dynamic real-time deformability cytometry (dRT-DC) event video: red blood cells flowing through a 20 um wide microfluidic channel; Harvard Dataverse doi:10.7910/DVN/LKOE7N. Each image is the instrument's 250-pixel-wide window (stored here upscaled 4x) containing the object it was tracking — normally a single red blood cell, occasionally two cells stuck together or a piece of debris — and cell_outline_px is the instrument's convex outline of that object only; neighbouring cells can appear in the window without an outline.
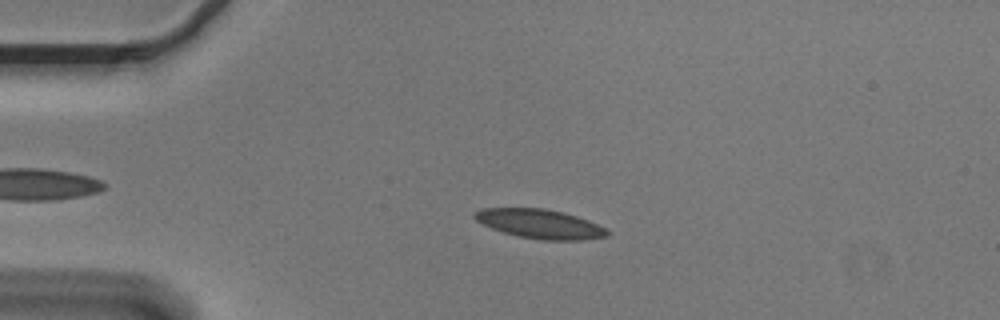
{"species": "Egyptian fruit bat (a non-hibernating species)", "species_latin": "Rousettus aegyptiacus", "temperature_condition": "cold", "stored_images_in_passage": 55, "camera_frame_rate_fps": 3000, "um_per_image_px": 0.085, "animal": {"sex": "male"}, "frame": {"image": 1, "passage_image": 12, "time_ms": 3.667, "image_size_px": [1000, 320], "cell_outline_px": [[612, 232], [608, 236], [584, 240], [540, 240], [520, 236], [504, 232], [492, 228], [476, 220], [472, 216], [480, 208], [544, 208], [564, 212], [588, 220]], "centroid_in_image_um": [45.92, 19.03], "position_along_channel_um": 39.1, "area_um2": 22.48}}
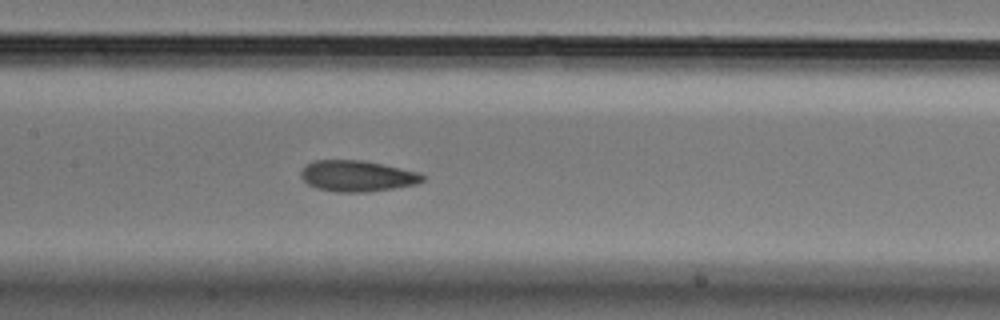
{"frame": {"image": 2, "passage_image": 26, "time_ms": 8.333, "image_size_px": [1000, 320], "cell_outline_px": [[424, 180], [416, 184], [368, 192], [336, 192], [316, 188], [308, 184], [300, 176], [300, 172], [308, 164], [316, 160], [364, 160], [420, 172], [424, 176]], "centroid_in_image_um": [30.37, 14.96], "position_along_channel_um": 177.0, "area_um2": 21.96}}
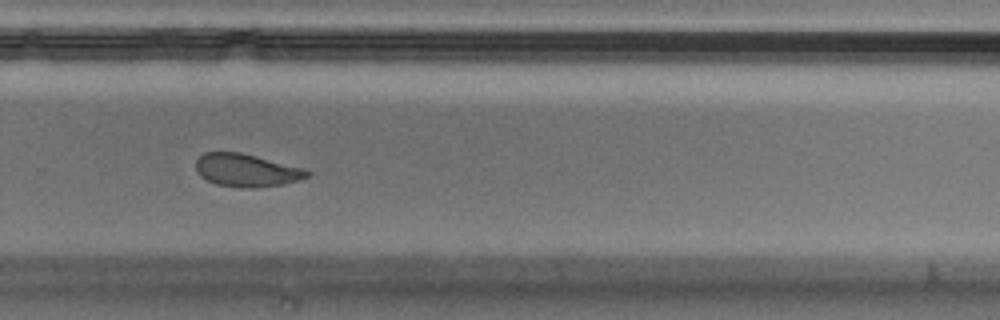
{"frame": {"image": 3, "passage_image": 37, "time_ms": 12.0, "image_size_px": [1000, 320], "cell_outline_px": [[312, 172], [308, 176], [284, 184], [256, 188], [240, 188], [216, 184], [200, 176], [196, 172], [196, 160], [204, 152], [240, 152], [308, 168]], "centroid_in_image_um": [20.98, 14.47], "position_along_channel_um": 308.8, "area_um2": 21.62}, "authors_computed_cell_mechanics": {"area_um2": 22.3686, "velocity_mm_per_s": 3.6137, "shape_relaxation_time_tau1_ms": 7.3086, "shape_relaxation_time_tau2_ms": 1.7045, "deformation_change_tau1": 0.1462, "deformation_change_tau2": 0.0692}}